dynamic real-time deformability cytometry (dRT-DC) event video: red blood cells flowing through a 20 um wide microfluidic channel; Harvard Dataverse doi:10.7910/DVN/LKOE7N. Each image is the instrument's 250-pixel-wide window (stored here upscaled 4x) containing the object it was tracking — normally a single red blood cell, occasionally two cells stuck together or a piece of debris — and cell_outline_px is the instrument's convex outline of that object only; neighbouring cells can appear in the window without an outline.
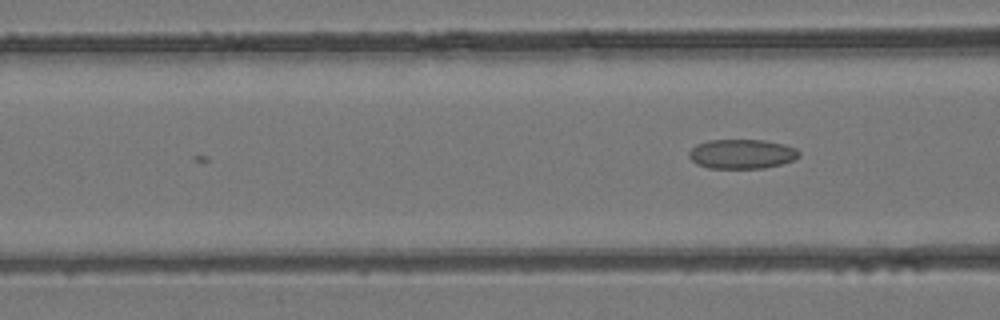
{"species": "common noctule bat (a hibernating species)", "species_latin": "Nyctalus noctula", "temperature_condition": "room temperature", "stored_images_in_passage": 18, "camera_frame_rate_fps": 3000, "um_per_image_px": 0.085, "animal": {"sex": "female", "body_mass_g": 24.6, "forearm_length_mm": 56.2}, "frame": {"image": 1, "passage_image": 18, "time_ms": 5.667, "image_size_px": [1000, 320], "cell_outline_px": [[800, 156], [792, 160], [780, 164], [764, 168], [708, 168], [696, 164], [688, 156], [688, 152], [696, 144], [708, 140], [764, 140], [784, 144], [796, 148], [800, 152]], "centroid_in_image_um": [63.04, 13.08], "position_along_channel_um": 103.6, "area_um2": 18.96}}